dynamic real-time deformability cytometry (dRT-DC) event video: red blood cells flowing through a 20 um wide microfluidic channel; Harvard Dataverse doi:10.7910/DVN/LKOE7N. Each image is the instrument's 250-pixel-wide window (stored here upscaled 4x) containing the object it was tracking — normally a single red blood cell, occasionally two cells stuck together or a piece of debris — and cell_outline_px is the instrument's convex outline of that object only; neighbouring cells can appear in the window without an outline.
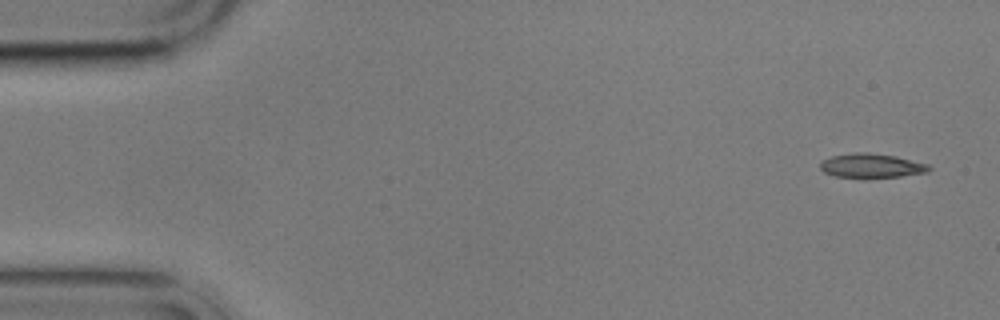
{"species": "common noctule bat (a hibernating species)", "species_latin": "Nyctalus noctula", "temperature_condition": "cold", "stored_images_in_passage": 4, "camera_frame_rate_fps": 3000, "um_per_image_px": 0.085, "animal": {"sex": "male", "body_mass_g": 17.9}, "frame": {"image": 1, "passage_image": 1, "time_ms": 0.0, "image_size_px": [1000, 320], "cell_outline_px": [[932, 168], [928, 172], [900, 176], [864, 180], [836, 176], [824, 172], [820, 168], [820, 160], [832, 156], [856, 152], [868, 152], [896, 156], [928, 164]], "centroid_in_image_um": [74.05, 14.11], "position_along_channel_um": 10.9, "area_um2": 15.9}}
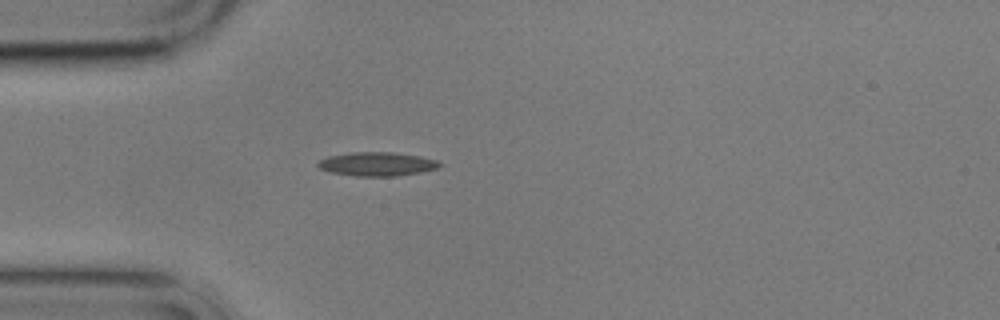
{"frame": {"image": 2, "passage_image": 4, "time_ms": 4.333, "image_size_px": [1000, 320], "cell_outline_px": [[444, 164], [436, 168], [420, 172], [396, 176], [356, 176], [328, 172], [320, 168], [316, 164], [320, 160], [328, 156], [348, 152], [392, 152], [420, 156], [436, 160]], "centroid_in_image_um": [32.02, 13.94], "position_along_channel_um": 53.0, "area_um2": 16.94}}